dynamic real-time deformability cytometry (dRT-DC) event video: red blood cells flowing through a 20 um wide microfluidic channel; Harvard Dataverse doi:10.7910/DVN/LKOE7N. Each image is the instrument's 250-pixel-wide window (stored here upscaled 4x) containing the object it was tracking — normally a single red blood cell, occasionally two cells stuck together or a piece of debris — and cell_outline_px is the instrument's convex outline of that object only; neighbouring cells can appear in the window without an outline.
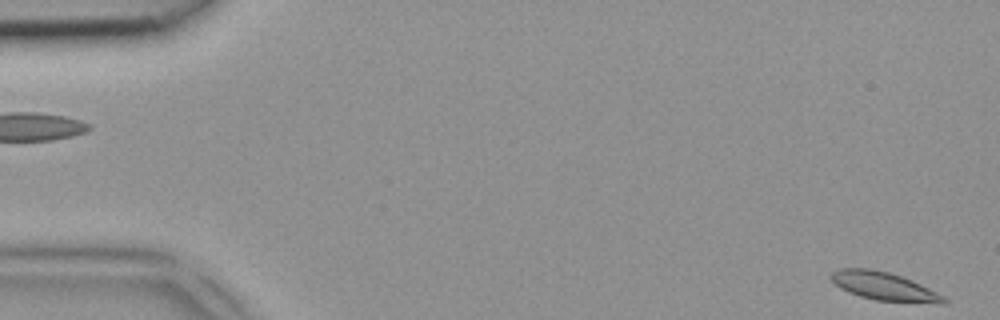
{"species": "common noctule bat (a hibernating species)", "species_latin": "Nyctalus noctula", "temperature_condition": "room temperature", "stored_images_in_passage": 4, "segment_of_instrument_passage": [2, 2], "camera_frame_rate_fps": 3000, "um_per_image_px": 0.085, "animal": {"sex": "female", "body_mass_g": 18.4}, "frame": {"image": 1, "passage_image": 4, "time_ms": 1.0, "image_size_px": [1000, 320], "cell_outline_px": [[948, 300], [944, 304], [940, 304], [876, 300], [860, 296], [848, 292], [840, 288], [828, 276], [832, 272], [840, 268], [868, 268], [888, 272], [912, 280], [944, 296]], "centroid_in_image_um": [75.14, 24.34], "position_along_channel_um": 9.9, "area_um2": 18.5}}